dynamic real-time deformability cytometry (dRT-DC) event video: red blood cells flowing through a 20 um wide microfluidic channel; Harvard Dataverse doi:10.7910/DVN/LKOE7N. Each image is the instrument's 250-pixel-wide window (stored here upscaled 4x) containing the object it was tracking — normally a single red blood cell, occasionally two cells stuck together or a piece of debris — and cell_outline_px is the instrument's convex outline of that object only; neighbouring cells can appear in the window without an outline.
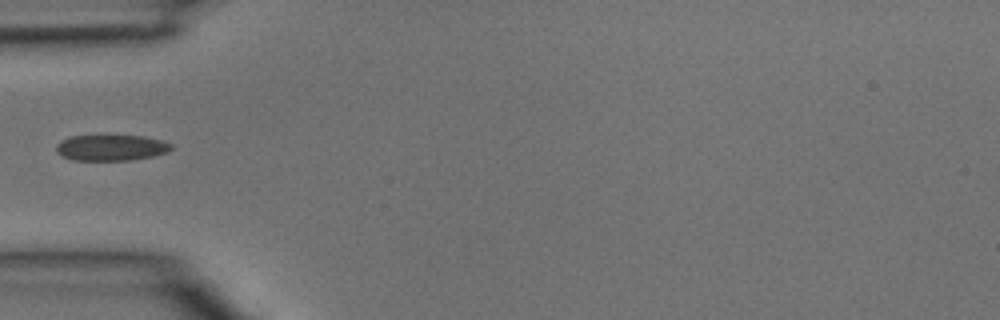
{"species": "common noctule bat (a hibernating species)", "species_latin": "Nyctalus noctula", "temperature_condition": "room temperature", "stored_images_in_passage": 4, "camera_frame_rate_fps": 3000, "um_per_image_px": 0.085, "animal": {"sex": "male", "body_mass_g": 15.6}, "frame": {"image": 1, "passage_image": 4, "time_ms": 1.0, "image_size_px": [1000, 320], "cell_outline_px": [[172, 148], [168, 152], [152, 156], [132, 160], [72, 160], [56, 152], [56, 144], [60, 140], [72, 136], [144, 136], [160, 140], [172, 144]], "centroid_in_image_um": [9.44, 12.55], "position_along_channel_um": 75.6, "area_um2": 17.28}}